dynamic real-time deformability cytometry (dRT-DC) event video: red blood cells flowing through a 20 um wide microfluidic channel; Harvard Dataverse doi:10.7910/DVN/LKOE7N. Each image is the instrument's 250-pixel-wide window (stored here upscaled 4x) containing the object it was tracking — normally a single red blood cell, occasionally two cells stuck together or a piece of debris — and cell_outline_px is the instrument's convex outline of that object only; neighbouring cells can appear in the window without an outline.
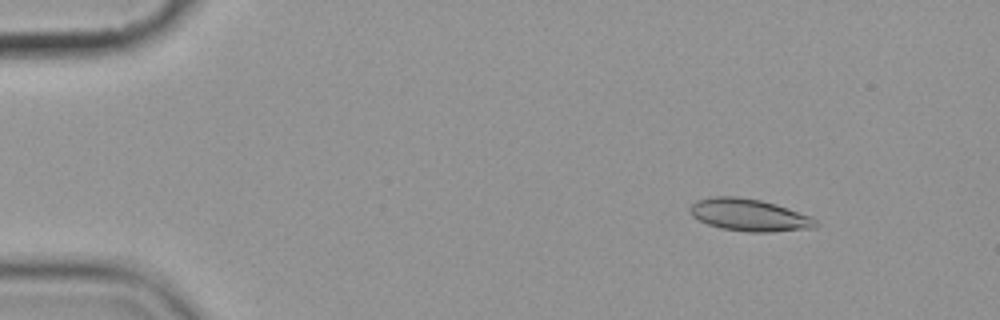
{"species": "common noctule bat (a hibernating species)", "species_latin": "Nyctalus noctula", "temperature_condition": "cold", "stored_images_in_passage": 6, "segment_of_instrument_passage": [1, 2], "camera_frame_rate_fps": 3000, "um_per_image_px": 0.085, "animal": {"sex": "female", "body_mass_g": 19.9}, "frame": {"image": 1, "passage_image": 2, "time_ms": 1.333, "image_size_px": [1000, 320], "cell_outline_px": [[820, 224], [816, 228], [772, 232], [748, 232], [720, 228], [708, 224], [692, 216], [688, 208], [696, 200], [712, 196], [736, 196], [760, 200], [776, 204], [812, 216]], "centroid_in_image_um": [63.71, 18.28], "position_along_channel_um": 21.3, "area_um2": 23.87}}